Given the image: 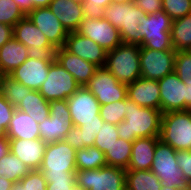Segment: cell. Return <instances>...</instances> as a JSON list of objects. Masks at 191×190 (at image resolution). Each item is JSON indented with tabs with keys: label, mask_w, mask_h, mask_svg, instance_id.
Listing matches in <instances>:
<instances>
[{
	"label": "cell",
	"mask_w": 191,
	"mask_h": 190,
	"mask_svg": "<svg viewBox=\"0 0 191 190\" xmlns=\"http://www.w3.org/2000/svg\"><path fill=\"white\" fill-rule=\"evenodd\" d=\"M125 119L117 126L119 138L133 142L137 138L159 137L161 129V110L140 107L125 98Z\"/></svg>",
	"instance_id": "cell-1"
},
{
	"label": "cell",
	"mask_w": 191,
	"mask_h": 190,
	"mask_svg": "<svg viewBox=\"0 0 191 190\" xmlns=\"http://www.w3.org/2000/svg\"><path fill=\"white\" fill-rule=\"evenodd\" d=\"M145 14L132 0L123 4L110 3L105 8L104 18L119 30L123 44L141 46L143 37L138 27Z\"/></svg>",
	"instance_id": "cell-2"
},
{
	"label": "cell",
	"mask_w": 191,
	"mask_h": 190,
	"mask_svg": "<svg viewBox=\"0 0 191 190\" xmlns=\"http://www.w3.org/2000/svg\"><path fill=\"white\" fill-rule=\"evenodd\" d=\"M140 45L121 44L107 52L104 67L123 84L133 83L141 77Z\"/></svg>",
	"instance_id": "cell-3"
},
{
	"label": "cell",
	"mask_w": 191,
	"mask_h": 190,
	"mask_svg": "<svg viewBox=\"0 0 191 190\" xmlns=\"http://www.w3.org/2000/svg\"><path fill=\"white\" fill-rule=\"evenodd\" d=\"M173 20L162 10L141 17L139 32L142 34L144 48L153 50H174L171 42Z\"/></svg>",
	"instance_id": "cell-4"
},
{
	"label": "cell",
	"mask_w": 191,
	"mask_h": 190,
	"mask_svg": "<svg viewBox=\"0 0 191 190\" xmlns=\"http://www.w3.org/2000/svg\"><path fill=\"white\" fill-rule=\"evenodd\" d=\"M159 139L176 151L191 150V110L163 113Z\"/></svg>",
	"instance_id": "cell-5"
},
{
	"label": "cell",
	"mask_w": 191,
	"mask_h": 190,
	"mask_svg": "<svg viewBox=\"0 0 191 190\" xmlns=\"http://www.w3.org/2000/svg\"><path fill=\"white\" fill-rule=\"evenodd\" d=\"M176 150L160 139L156 142L154 160L151 171L161 183L167 187H177L189 190L190 184L183 177V173L176 161Z\"/></svg>",
	"instance_id": "cell-6"
},
{
	"label": "cell",
	"mask_w": 191,
	"mask_h": 190,
	"mask_svg": "<svg viewBox=\"0 0 191 190\" xmlns=\"http://www.w3.org/2000/svg\"><path fill=\"white\" fill-rule=\"evenodd\" d=\"M39 170L45 178L75 176L76 150L64 140L47 143Z\"/></svg>",
	"instance_id": "cell-7"
},
{
	"label": "cell",
	"mask_w": 191,
	"mask_h": 190,
	"mask_svg": "<svg viewBox=\"0 0 191 190\" xmlns=\"http://www.w3.org/2000/svg\"><path fill=\"white\" fill-rule=\"evenodd\" d=\"M13 37L28 48V57L54 61L56 48L26 15L13 27Z\"/></svg>",
	"instance_id": "cell-8"
},
{
	"label": "cell",
	"mask_w": 191,
	"mask_h": 190,
	"mask_svg": "<svg viewBox=\"0 0 191 190\" xmlns=\"http://www.w3.org/2000/svg\"><path fill=\"white\" fill-rule=\"evenodd\" d=\"M76 184L85 190H123L126 187V169L105 166L92 170H77Z\"/></svg>",
	"instance_id": "cell-9"
},
{
	"label": "cell",
	"mask_w": 191,
	"mask_h": 190,
	"mask_svg": "<svg viewBox=\"0 0 191 190\" xmlns=\"http://www.w3.org/2000/svg\"><path fill=\"white\" fill-rule=\"evenodd\" d=\"M49 107V117L39 123L40 139L45 143L63 140L73 127L67 100L51 101Z\"/></svg>",
	"instance_id": "cell-10"
},
{
	"label": "cell",
	"mask_w": 191,
	"mask_h": 190,
	"mask_svg": "<svg viewBox=\"0 0 191 190\" xmlns=\"http://www.w3.org/2000/svg\"><path fill=\"white\" fill-rule=\"evenodd\" d=\"M81 86L56 60L49 67L47 79L38 90L48 101L67 100Z\"/></svg>",
	"instance_id": "cell-11"
},
{
	"label": "cell",
	"mask_w": 191,
	"mask_h": 190,
	"mask_svg": "<svg viewBox=\"0 0 191 190\" xmlns=\"http://www.w3.org/2000/svg\"><path fill=\"white\" fill-rule=\"evenodd\" d=\"M85 87L100 105L118 102L127 97V85L120 83L105 67H99Z\"/></svg>",
	"instance_id": "cell-12"
},
{
	"label": "cell",
	"mask_w": 191,
	"mask_h": 190,
	"mask_svg": "<svg viewBox=\"0 0 191 190\" xmlns=\"http://www.w3.org/2000/svg\"><path fill=\"white\" fill-rule=\"evenodd\" d=\"M175 50H153L140 48L141 77L150 80H159L174 72Z\"/></svg>",
	"instance_id": "cell-13"
},
{
	"label": "cell",
	"mask_w": 191,
	"mask_h": 190,
	"mask_svg": "<svg viewBox=\"0 0 191 190\" xmlns=\"http://www.w3.org/2000/svg\"><path fill=\"white\" fill-rule=\"evenodd\" d=\"M73 126H81L83 122L104 121L100 117V103L85 86L80 87L67 98Z\"/></svg>",
	"instance_id": "cell-14"
},
{
	"label": "cell",
	"mask_w": 191,
	"mask_h": 190,
	"mask_svg": "<svg viewBox=\"0 0 191 190\" xmlns=\"http://www.w3.org/2000/svg\"><path fill=\"white\" fill-rule=\"evenodd\" d=\"M76 32L93 40L106 52L122 44L119 30L105 18H84Z\"/></svg>",
	"instance_id": "cell-15"
},
{
	"label": "cell",
	"mask_w": 191,
	"mask_h": 190,
	"mask_svg": "<svg viewBox=\"0 0 191 190\" xmlns=\"http://www.w3.org/2000/svg\"><path fill=\"white\" fill-rule=\"evenodd\" d=\"M27 16L56 49L64 47L68 32L49 7L34 8Z\"/></svg>",
	"instance_id": "cell-16"
},
{
	"label": "cell",
	"mask_w": 191,
	"mask_h": 190,
	"mask_svg": "<svg viewBox=\"0 0 191 190\" xmlns=\"http://www.w3.org/2000/svg\"><path fill=\"white\" fill-rule=\"evenodd\" d=\"M162 113L185 110V84L175 72L158 80Z\"/></svg>",
	"instance_id": "cell-17"
},
{
	"label": "cell",
	"mask_w": 191,
	"mask_h": 190,
	"mask_svg": "<svg viewBox=\"0 0 191 190\" xmlns=\"http://www.w3.org/2000/svg\"><path fill=\"white\" fill-rule=\"evenodd\" d=\"M64 48L98 67H104L105 65L107 52L96 42L78 32L68 33Z\"/></svg>",
	"instance_id": "cell-18"
},
{
	"label": "cell",
	"mask_w": 191,
	"mask_h": 190,
	"mask_svg": "<svg viewBox=\"0 0 191 190\" xmlns=\"http://www.w3.org/2000/svg\"><path fill=\"white\" fill-rule=\"evenodd\" d=\"M52 62L28 57L9 76L31 90H39L47 79L49 67Z\"/></svg>",
	"instance_id": "cell-19"
},
{
	"label": "cell",
	"mask_w": 191,
	"mask_h": 190,
	"mask_svg": "<svg viewBox=\"0 0 191 190\" xmlns=\"http://www.w3.org/2000/svg\"><path fill=\"white\" fill-rule=\"evenodd\" d=\"M9 149L18 157L30 170H39L47 143L42 139L22 140L8 139Z\"/></svg>",
	"instance_id": "cell-20"
},
{
	"label": "cell",
	"mask_w": 191,
	"mask_h": 190,
	"mask_svg": "<svg viewBox=\"0 0 191 190\" xmlns=\"http://www.w3.org/2000/svg\"><path fill=\"white\" fill-rule=\"evenodd\" d=\"M127 98L140 107L160 110V87L158 80L136 79L127 85Z\"/></svg>",
	"instance_id": "cell-21"
},
{
	"label": "cell",
	"mask_w": 191,
	"mask_h": 190,
	"mask_svg": "<svg viewBox=\"0 0 191 190\" xmlns=\"http://www.w3.org/2000/svg\"><path fill=\"white\" fill-rule=\"evenodd\" d=\"M55 60L83 87L93 77L98 66L68 52L64 47L56 49Z\"/></svg>",
	"instance_id": "cell-22"
},
{
	"label": "cell",
	"mask_w": 191,
	"mask_h": 190,
	"mask_svg": "<svg viewBox=\"0 0 191 190\" xmlns=\"http://www.w3.org/2000/svg\"><path fill=\"white\" fill-rule=\"evenodd\" d=\"M49 8L68 33L76 32L84 19L83 6L75 1L52 0Z\"/></svg>",
	"instance_id": "cell-23"
},
{
	"label": "cell",
	"mask_w": 191,
	"mask_h": 190,
	"mask_svg": "<svg viewBox=\"0 0 191 190\" xmlns=\"http://www.w3.org/2000/svg\"><path fill=\"white\" fill-rule=\"evenodd\" d=\"M28 58V48L12 37L0 48V76L11 74Z\"/></svg>",
	"instance_id": "cell-24"
},
{
	"label": "cell",
	"mask_w": 191,
	"mask_h": 190,
	"mask_svg": "<svg viewBox=\"0 0 191 190\" xmlns=\"http://www.w3.org/2000/svg\"><path fill=\"white\" fill-rule=\"evenodd\" d=\"M158 139L159 137L135 139L132 145L130 163L126 170H150Z\"/></svg>",
	"instance_id": "cell-25"
},
{
	"label": "cell",
	"mask_w": 191,
	"mask_h": 190,
	"mask_svg": "<svg viewBox=\"0 0 191 190\" xmlns=\"http://www.w3.org/2000/svg\"><path fill=\"white\" fill-rule=\"evenodd\" d=\"M39 123L27 113L15 109L7 129V139H39Z\"/></svg>",
	"instance_id": "cell-26"
},
{
	"label": "cell",
	"mask_w": 191,
	"mask_h": 190,
	"mask_svg": "<svg viewBox=\"0 0 191 190\" xmlns=\"http://www.w3.org/2000/svg\"><path fill=\"white\" fill-rule=\"evenodd\" d=\"M104 121L83 122V125L72 129L65 135L64 141L75 150L94 146L95 139Z\"/></svg>",
	"instance_id": "cell-27"
},
{
	"label": "cell",
	"mask_w": 191,
	"mask_h": 190,
	"mask_svg": "<svg viewBox=\"0 0 191 190\" xmlns=\"http://www.w3.org/2000/svg\"><path fill=\"white\" fill-rule=\"evenodd\" d=\"M50 102L38 90H32L23 98L16 109L27 113L37 123L43 122L50 115Z\"/></svg>",
	"instance_id": "cell-28"
},
{
	"label": "cell",
	"mask_w": 191,
	"mask_h": 190,
	"mask_svg": "<svg viewBox=\"0 0 191 190\" xmlns=\"http://www.w3.org/2000/svg\"><path fill=\"white\" fill-rule=\"evenodd\" d=\"M171 42L175 51L191 50V13L173 20Z\"/></svg>",
	"instance_id": "cell-29"
},
{
	"label": "cell",
	"mask_w": 191,
	"mask_h": 190,
	"mask_svg": "<svg viewBox=\"0 0 191 190\" xmlns=\"http://www.w3.org/2000/svg\"><path fill=\"white\" fill-rule=\"evenodd\" d=\"M163 184L151 170H126L129 190H161Z\"/></svg>",
	"instance_id": "cell-30"
},
{
	"label": "cell",
	"mask_w": 191,
	"mask_h": 190,
	"mask_svg": "<svg viewBox=\"0 0 191 190\" xmlns=\"http://www.w3.org/2000/svg\"><path fill=\"white\" fill-rule=\"evenodd\" d=\"M132 145L133 142L118 138L110 147V150L105 153L107 166L128 169L131 159Z\"/></svg>",
	"instance_id": "cell-31"
},
{
	"label": "cell",
	"mask_w": 191,
	"mask_h": 190,
	"mask_svg": "<svg viewBox=\"0 0 191 190\" xmlns=\"http://www.w3.org/2000/svg\"><path fill=\"white\" fill-rule=\"evenodd\" d=\"M31 170L10 151L0 159V178L19 182Z\"/></svg>",
	"instance_id": "cell-32"
},
{
	"label": "cell",
	"mask_w": 191,
	"mask_h": 190,
	"mask_svg": "<svg viewBox=\"0 0 191 190\" xmlns=\"http://www.w3.org/2000/svg\"><path fill=\"white\" fill-rule=\"evenodd\" d=\"M107 166L105 154L95 146L76 150V169L92 170Z\"/></svg>",
	"instance_id": "cell-33"
},
{
	"label": "cell",
	"mask_w": 191,
	"mask_h": 190,
	"mask_svg": "<svg viewBox=\"0 0 191 190\" xmlns=\"http://www.w3.org/2000/svg\"><path fill=\"white\" fill-rule=\"evenodd\" d=\"M32 90L9 75L0 76V93L15 108Z\"/></svg>",
	"instance_id": "cell-34"
},
{
	"label": "cell",
	"mask_w": 191,
	"mask_h": 190,
	"mask_svg": "<svg viewBox=\"0 0 191 190\" xmlns=\"http://www.w3.org/2000/svg\"><path fill=\"white\" fill-rule=\"evenodd\" d=\"M118 138L117 126L104 121L95 139L94 146L105 154Z\"/></svg>",
	"instance_id": "cell-35"
},
{
	"label": "cell",
	"mask_w": 191,
	"mask_h": 190,
	"mask_svg": "<svg viewBox=\"0 0 191 190\" xmlns=\"http://www.w3.org/2000/svg\"><path fill=\"white\" fill-rule=\"evenodd\" d=\"M99 114L105 122L118 125L125 119V99L110 104L100 105Z\"/></svg>",
	"instance_id": "cell-36"
},
{
	"label": "cell",
	"mask_w": 191,
	"mask_h": 190,
	"mask_svg": "<svg viewBox=\"0 0 191 190\" xmlns=\"http://www.w3.org/2000/svg\"><path fill=\"white\" fill-rule=\"evenodd\" d=\"M25 16L13 0H0V23L14 27Z\"/></svg>",
	"instance_id": "cell-37"
},
{
	"label": "cell",
	"mask_w": 191,
	"mask_h": 190,
	"mask_svg": "<svg viewBox=\"0 0 191 190\" xmlns=\"http://www.w3.org/2000/svg\"><path fill=\"white\" fill-rule=\"evenodd\" d=\"M163 11L176 20L191 13V0H162Z\"/></svg>",
	"instance_id": "cell-38"
},
{
	"label": "cell",
	"mask_w": 191,
	"mask_h": 190,
	"mask_svg": "<svg viewBox=\"0 0 191 190\" xmlns=\"http://www.w3.org/2000/svg\"><path fill=\"white\" fill-rule=\"evenodd\" d=\"M174 72L183 83H191V50L176 51Z\"/></svg>",
	"instance_id": "cell-39"
},
{
	"label": "cell",
	"mask_w": 191,
	"mask_h": 190,
	"mask_svg": "<svg viewBox=\"0 0 191 190\" xmlns=\"http://www.w3.org/2000/svg\"><path fill=\"white\" fill-rule=\"evenodd\" d=\"M111 0H84L82 3L84 18L101 19L105 16V8Z\"/></svg>",
	"instance_id": "cell-40"
},
{
	"label": "cell",
	"mask_w": 191,
	"mask_h": 190,
	"mask_svg": "<svg viewBox=\"0 0 191 190\" xmlns=\"http://www.w3.org/2000/svg\"><path fill=\"white\" fill-rule=\"evenodd\" d=\"M26 190H46L47 181L40 170H31L20 181Z\"/></svg>",
	"instance_id": "cell-41"
},
{
	"label": "cell",
	"mask_w": 191,
	"mask_h": 190,
	"mask_svg": "<svg viewBox=\"0 0 191 190\" xmlns=\"http://www.w3.org/2000/svg\"><path fill=\"white\" fill-rule=\"evenodd\" d=\"M45 179L47 181L46 190H71L76 184L75 176H58Z\"/></svg>",
	"instance_id": "cell-42"
},
{
	"label": "cell",
	"mask_w": 191,
	"mask_h": 190,
	"mask_svg": "<svg viewBox=\"0 0 191 190\" xmlns=\"http://www.w3.org/2000/svg\"><path fill=\"white\" fill-rule=\"evenodd\" d=\"M176 161L183 173V177L191 184V150L177 151Z\"/></svg>",
	"instance_id": "cell-43"
},
{
	"label": "cell",
	"mask_w": 191,
	"mask_h": 190,
	"mask_svg": "<svg viewBox=\"0 0 191 190\" xmlns=\"http://www.w3.org/2000/svg\"><path fill=\"white\" fill-rule=\"evenodd\" d=\"M134 5L142 9L146 14L162 11V0H133Z\"/></svg>",
	"instance_id": "cell-44"
},
{
	"label": "cell",
	"mask_w": 191,
	"mask_h": 190,
	"mask_svg": "<svg viewBox=\"0 0 191 190\" xmlns=\"http://www.w3.org/2000/svg\"><path fill=\"white\" fill-rule=\"evenodd\" d=\"M15 109L0 93V118H12Z\"/></svg>",
	"instance_id": "cell-45"
},
{
	"label": "cell",
	"mask_w": 191,
	"mask_h": 190,
	"mask_svg": "<svg viewBox=\"0 0 191 190\" xmlns=\"http://www.w3.org/2000/svg\"><path fill=\"white\" fill-rule=\"evenodd\" d=\"M13 37V27L0 23V48Z\"/></svg>",
	"instance_id": "cell-46"
},
{
	"label": "cell",
	"mask_w": 191,
	"mask_h": 190,
	"mask_svg": "<svg viewBox=\"0 0 191 190\" xmlns=\"http://www.w3.org/2000/svg\"><path fill=\"white\" fill-rule=\"evenodd\" d=\"M25 15H28L33 9V5L28 0H13Z\"/></svg>",
	"instance_id": "cell-47"
},
{
	"label": "cell",
	"mask_w": 191,
	"mask_h": 190,
	"mask_svg": "<svg viewBox=\"0 0 191 190\" xmlns=\"http://www.w3.org/2000/svg\"><path fill=\"white\" fill-rule=\"evenodd\" d=\"M11 118H0V138H7V129Z\"/></svg>",
	"instance_id": "cell-48"
},
{
	"label": "cell",
	"mask_w": 191,
	"mask_h": 190,
	"mask_svg": "<svg viewBox=\"0 0 191 190\" xmlns=\"http://www.w3.org/2000/svg\"><path fill=\"white\" fill-rule=\"evenodd\" d=\"M185 84V110H191V83Z\"/></svg>",
	"instance_id": "cell-49"
},
{
	"label": "cell",
	"mask_w": 191,
	"mask_h": 190,
	"mask_svg": "<svg viewBox=\"0 0 191 190\" xmlns=\"http://www.w3.org/2000/svg\"><path fill=\"white\" fill-rule=\"evenodd\" d=\"M9 151V140L7 138H0V159L8 154Z\"/></svg>",
	"instance_id": "cell-50"
},
{
	"label": "cell",
	"mask_w": 191,
	"mask_h": 190,
	"mask_svg": "<svg viewBox=\"0 0 191 190\" xmlns=\"http://www.w3.org/2000/svg\"><path fill=\"white\" fill-rule=\"evenodd\" d=\"M52 0H28L31 2L34 8L49 7Z\"/></svg>",
	"instance_id": "cell-51"
},
{
	"label": "cell",
	"mask_w": 191,
	"mask_h": 190,
	"mask_svg": "<svg viewBox=\"0 0 191 190\" xmlns=\"http://www.w3.org/2000/svg\"><path fill=\"white\" fill-rule=\"evenodd\" d=\"M14 183L5 177L0 178V190H11Z\"/></svg>",
	"instance_id": "cell-52"
},
{
	"label": "cell",
	"mask_w": 191,
	"mask_h": 190,
	"mask_svg": "<svg viewBox=\"0 0 191 190\" xmlns=\"http://www.w3.org/2000/svg\"><path fill=\"white\" fill-rule=\"evenodd\" d=\"M11 190H26V188H24L20 182H16L12 185Z\"/></svg>",
	"instance_id": "cell-53"
},
{
	"label": "cell",
	"mask_w": 191,
	"mask_h": 190,
	"mask_svg": "<svg viewBox=\"0 0 191 190\" xmlns=\"http://www.w3.org/2000/svg\"><path fill=\"white\" fill-rule=\"evenodd\" d=\"M161 190H183V189H180V188H177V187H167L165 185L162 186Z\"/></svg>",
	"instance_id": "cell-54"
},
{
	"label": "cell",
	"mask_w": 191,
	"mask_h": 190,
	"mask_svg": "<svg viewBox=\"0 0 191 190\" xmlns=\"http://www.w3.org/2000/svg\"><path fill=\"white\" fill-rule=\"evenodd\" d=\"M129 1H132V0H111V3L123 4V3L129 2Z\"/></svg>",
	"instance_id": "cell-55"
},
{
	"label": "cell",
	"mask_w": 191,
	"mask_h": 190,
	"mask_svg": "<svg viewBox=\"0 0 191 190\" xmlns=\"http://www.w3.org/2000/svg\"><path fill=\"white\" fill-rule=\"evenodd\" d=\"M71 190H85L82 186L75 184Z\"/></svg>",
	"instance_id": "cell-56"
},
{
	"label": "cell",
	"mask_w": 191,
	"mask_h": 190,
	"mask_svg": "<svg viewBox=\"0 0 191 190\" xmlns=\"http://www.w3.org/2000/svg\"><path fill=\"white\" fill-rule=\"evenodd\" d=\"M71 1H75V2L81 3V4L84 2V0H71Z\"/></svg>",
	"instance_id": "cell-57"
}]
</instances>
